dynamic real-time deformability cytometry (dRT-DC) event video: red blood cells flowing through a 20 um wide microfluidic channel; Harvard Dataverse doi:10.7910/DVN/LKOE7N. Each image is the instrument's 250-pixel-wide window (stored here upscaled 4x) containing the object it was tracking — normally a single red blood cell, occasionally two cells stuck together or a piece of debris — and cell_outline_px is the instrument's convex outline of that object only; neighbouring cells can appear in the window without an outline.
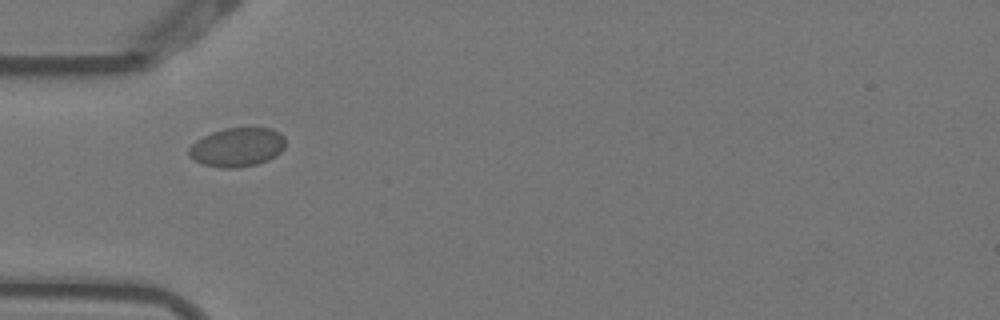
{"species": "Egyptian fruit bat (a non-hibernating species)", "species_latin": "Rousettus aegyptiacus", "temperature_condition": "warm", "stored_images_in_passage": 5, "camera_frame_rate_fps": 3000, "um_per_image_px": 0.085, "animal": {"sex": "female"}, "frame": {"image": 1, "passage_image": 1, "time_ms": 0.0, "image_size_px": [1000, 320], "cell_outline_px": [[284, 148], [276, 156], [268, 160], [256, 164], [236, 168], [220, 168], [204, 164], [188, 156], [188, 148], [196, 140], [212, 132], [224, 128], [272, 128], [280, 132], [284, 136]], "centroid_in_image_um": [20.17, 12.51], "position_along_channel_um": 64.8, "area_um2": 21.96}}
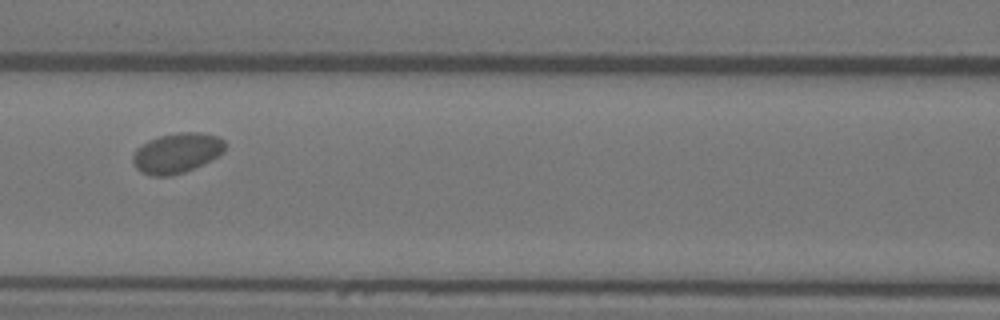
{"frame": {"image": 2, "passage_image": 3, "time_ms": 0.667, "image_size_px": [1000, 320], "cell_outline_px": [[224, 152], [184, 172], [168, 176], [152, 176], [136, 168], [132, 160], [132, 156], [136, 148], [140, 144], [148, 140], [160, 136], [180, 132], [200, 132], [220, 136], [224, 140]], "centroid_in_image_um": [15.0, 12.98], "position_along_channel_um": 151.6, "area_um2": 21.33}}
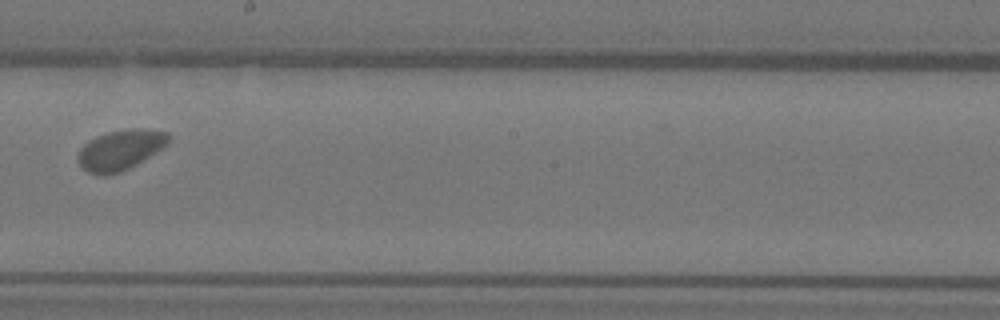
{"frame": {"image": 3, "passage_image": 5, "time_ms": 1.333, "image_size_px": [1000, 320], "cell_outline_px": [[172, 136], [160, 148], [148, 156], [128, 168], [120, 172], [104, 176], [100, 176], [88, 172], [80, 164], [80, 148], [88, 140], [96, 136], [108, 132], [128, 128], [148, 128], [168, 132]], "centroid_in_image_um": [10.22, 12.71], "position_along_channel_um": 238.0, "area_um2": 20.87}}